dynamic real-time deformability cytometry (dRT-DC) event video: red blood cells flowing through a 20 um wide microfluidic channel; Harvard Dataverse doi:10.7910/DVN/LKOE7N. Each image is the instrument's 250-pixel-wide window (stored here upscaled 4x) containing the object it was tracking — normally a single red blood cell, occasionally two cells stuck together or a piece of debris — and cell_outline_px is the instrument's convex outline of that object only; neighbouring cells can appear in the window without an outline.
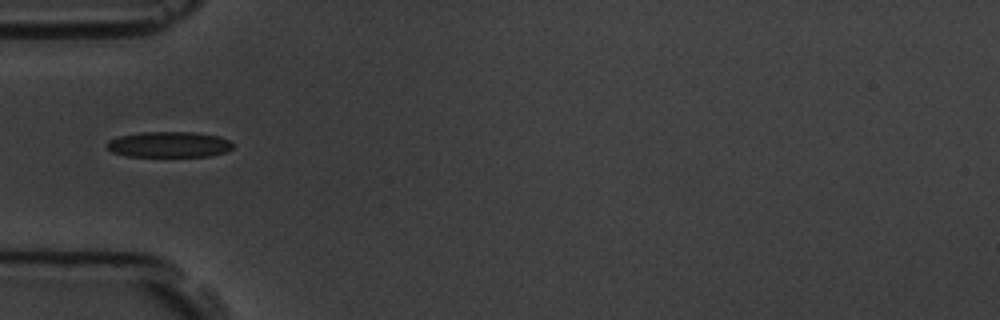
{"species": "common noctule bat (a hibernating species)", "species_latin": "Nyctalus noctula", "temperature_condition": "room temperature", "stored_images_in_passage": 1, "camera_frame_rate_fps": 3000, "um_per_image_px": 0.085, "animal": {"sex": "male", "body_mass_g": 19.5, "forearm_length_mm": 54.6}, "frame": {"image": 1, "passage_image": 1, "time_ms": 0.0, "image_size_px": [1000, 320], "cell_outline_px": [[232, 148], [228, 152], [212, 156], [124, 156], [112, 152], [108, 148], [108, 140], [120, 136], [140, 132], [196, 132], [220, 136], [228, 140], [232, 144]], "centroid_in_image_um": [14.4, 12.28], "position_along_channel_um": 70.6, "area_um2": 18.96}}